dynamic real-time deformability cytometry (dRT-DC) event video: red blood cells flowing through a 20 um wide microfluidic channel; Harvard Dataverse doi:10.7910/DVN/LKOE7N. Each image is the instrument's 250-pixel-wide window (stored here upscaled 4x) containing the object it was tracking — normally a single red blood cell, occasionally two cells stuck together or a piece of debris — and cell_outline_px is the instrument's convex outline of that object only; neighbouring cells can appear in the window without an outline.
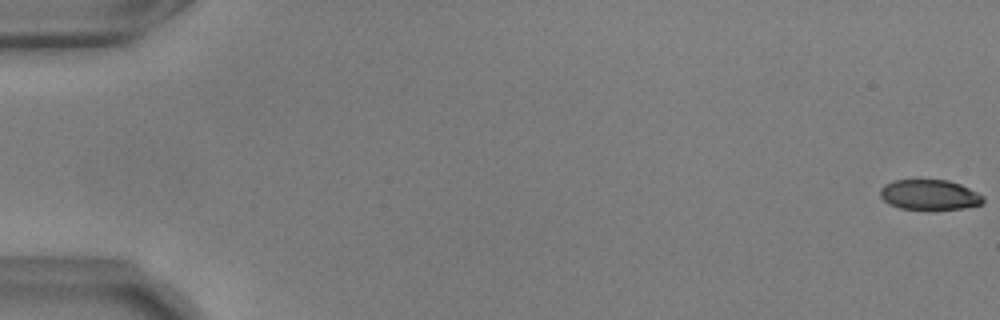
{"species": "common noctule bat (a hibernating species)", "species_latin": "Nyctalus noctula", "temperature_condition": "warm", "stored_images_in_passage": 56, "camera_frame_rate_fps": 3000, "um_per_image_px": 0.085, "animal": {"sex": "male", "body_mass_g": 17.9, "forearm_length_mm": 54.2}, "frame": {"image": 1, "passage_image": 1, "time_ms": 0.0, "image_size_px": [1000, 320], "cell_outline_px": [[984, 200], [980, 204], [964, 208], [900, 208], [888, 204], [880, 196], [880, 188], [884, 184], [892, 180], [948, 180], [960, 184], [984, 196]], "centroid_in_image_um": [78.97, 16.53], "position_along_channel_um": 6.0, "area_um2": 17.8}}
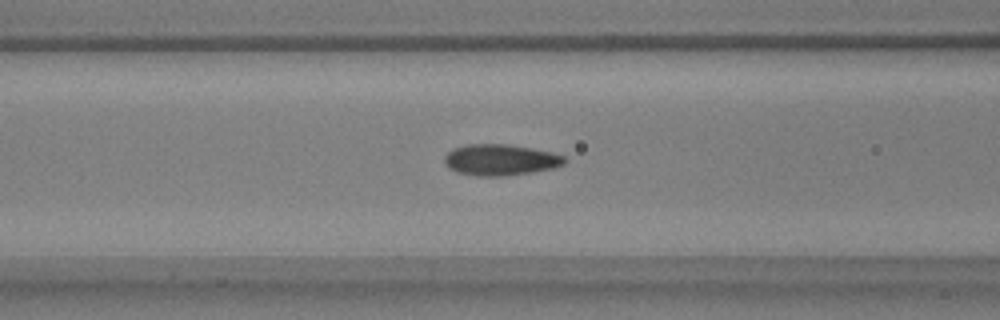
{"frame": {"image": 2, "passage_image": 24, "time_ms": 7.667, "image_size_px": [1000, 320], "cell_outline_px": [[568, 160], [564, 164], [552, 168], [532, 172], [508, 176], [476, 176], [456, 172], [448, 168], [444, 164], [444, 156], [452, 148], [468, 144], [508, 144], [532, 148], [552, 152], [564, 156]], "centroid_in_image_um": [42.51, 13.59], "position_along_channel_um": 124.1, "area_um2": 22.08}}
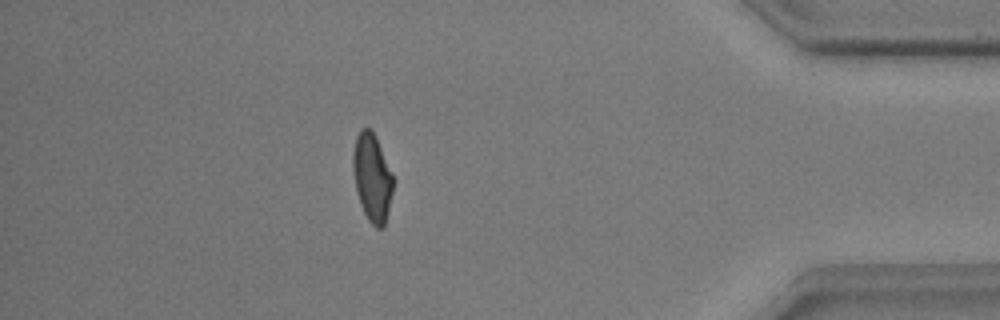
{"frame": {"image": 3, "passage_image": 50, "time_ms": 16.333, "image_size_px": [1000, 320], "cell_outline_px": [[392, 192], [384, 228], [376, 228], [368, 220], [360, 204], [356, 192], [352, 168], [352, 156], [356, 136], [360, 128], [368, 128], [376, 136], [392, 176]], "centroid_in_image_um": [31.59, 15.1], "position_along_channel_um": 403.6, "area_um2": 20.35}, "authors_computed_cell_mechanics": {"area_um2": 20.808, "velocity_mm_per_s": 3.669, "shape_relaxation_time_tau1_ms": 5.9665, "shape_relaxation_time_tau2_ms": 0.9952, "deformation_change_tau1": 0.1737, "deformation_change_tau2": 0.0587}}